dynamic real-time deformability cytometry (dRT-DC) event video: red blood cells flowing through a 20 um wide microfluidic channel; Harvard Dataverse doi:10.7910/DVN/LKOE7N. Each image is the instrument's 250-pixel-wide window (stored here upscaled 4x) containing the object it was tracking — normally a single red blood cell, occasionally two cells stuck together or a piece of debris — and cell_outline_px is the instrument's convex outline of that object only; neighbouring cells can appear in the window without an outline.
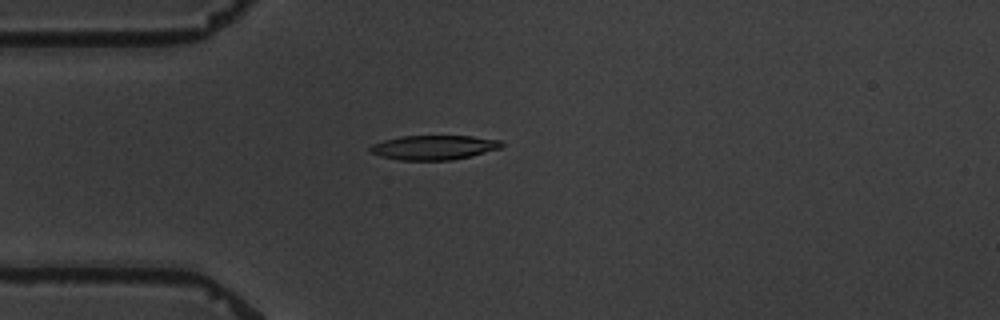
{"species": "common noctule bat (a hibernating species)", "species_latin": "Nyctalus noctula", "temperature_condition": "warm", "stored_images_in_passage": 5, "camera_frame_rate_fps": 3000, "um_per_image_px": 0.085, "animal": {"sex": "male", "body_mass_g": 19.5, "forearm_length_mm": 54.6}, "frame": {"image": 1, "passage_image": 5, "time_ms": 5.0, "image_size_px": [1000, 320], "cell_outline_px": [[504, 144], [500, 148], [452, 160], [400, 160], [380, 156], [368, 152], [368, 148], [372, 144], [384, 140], [400, 136], [472, 136], [500, 140]], "centroid_in_image_um": [36.82, 12.53], "position_along_channel_um": 48.2, "area_um2": 18.67}}